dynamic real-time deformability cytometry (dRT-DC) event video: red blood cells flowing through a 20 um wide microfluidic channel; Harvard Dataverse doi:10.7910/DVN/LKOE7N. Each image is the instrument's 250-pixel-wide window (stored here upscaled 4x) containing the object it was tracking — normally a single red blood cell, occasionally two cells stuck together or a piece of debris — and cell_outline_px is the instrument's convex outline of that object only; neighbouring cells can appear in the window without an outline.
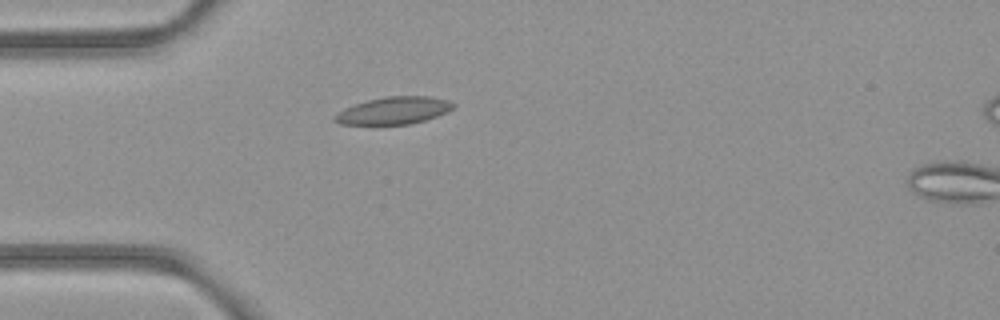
{"species": "common noctule bat (a hibernating species)", "species_latin": "Nyctalus noctula", "temperature_condition": "room temperature", "stored_images_in_passage": 3, "camera_frame_rate_fps": 3000, "um_per_image_px": 0.085, "animal": {"sex": "female", "body_mass_g": 21.9}, "frame": {"image": 1, "passage_image": 1, "time_ms": 0.0, "image_size_px": [1000, 320], "cell_outline_px": [[456, 104], [448, 112], [424, 120], [408, 124], [340, 124], [332, 120], [332, 116], [344, 108], [368, 100], [384, 96], [432, 96], [448, 100]], "centroid_in_image_um": [33.46, 9.39], "position_along_channel_um": 51.5, "area_um2": 18.84}}